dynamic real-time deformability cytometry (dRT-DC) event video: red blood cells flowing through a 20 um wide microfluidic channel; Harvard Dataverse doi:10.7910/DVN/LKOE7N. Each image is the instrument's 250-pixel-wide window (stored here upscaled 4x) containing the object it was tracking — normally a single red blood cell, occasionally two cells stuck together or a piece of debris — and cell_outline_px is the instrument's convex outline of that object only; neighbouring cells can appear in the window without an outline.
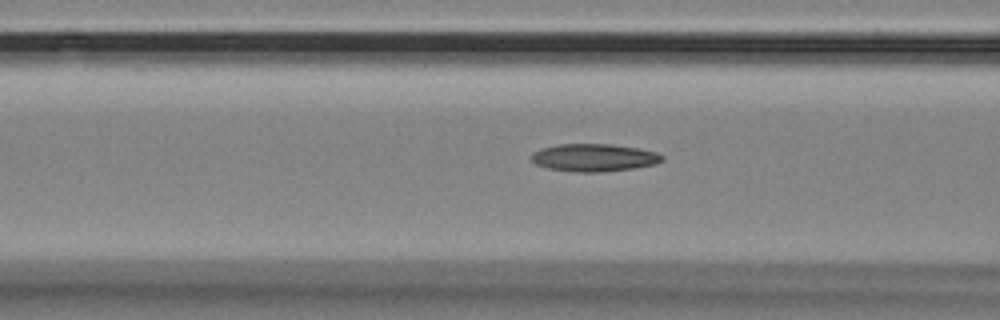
{"species": "Egyptian fruit bat (a non-hibernating species)", "species_latin": "Rousettus aegyptiacus", "temperature_condition": "room temperature", "stored_images_in_passage": 39, "camera_frame_rate_fps": 3000, "um_per_image_px": 0.085, "animal": {"sex": "female"}, "frame": {"image": 1, "passage_image": 17, "time_ms": 5.333, "image_size_px": [1000, 320], "cell_outline_px": [[664, 160], [656, 164], [632, 168], [600, 172], [576, 172], [548, 168], [536, 164], [528, 156], [532, 152], [540, 148], [560, 144], [612, 144], [636, 148], [656, 152], [664, 156]], "centroid_in_image_um": [50.46, 13.39], "position_along_channel_um": 116.1, "area_um2": 21.1}}
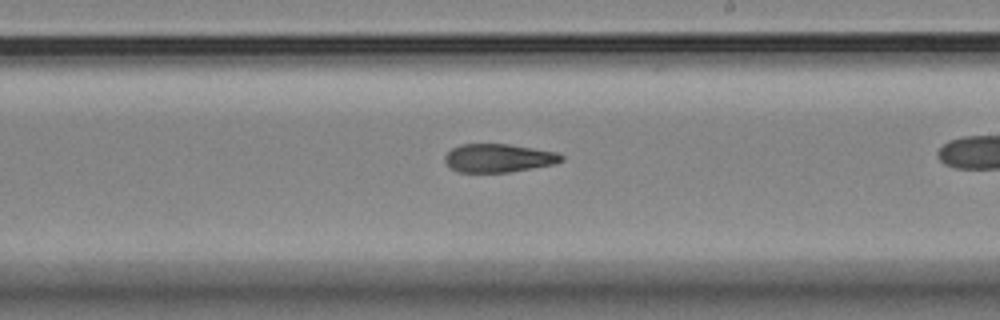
{"frame": {"image": 2, "passage_image": 28, "time_ms": 9.0, "image_size_px": [1000, 320], "cell_outline_px": [[564, 160], [556, 164], [508, 172], [456, 172], [448, 168], [444, 160], [444, 156], [452, 148], [460, 144], [508, 144], [556, 152], [564, 156]], "centroid_in_image_um": [42.34, 13.44], "position_along_channel_um": 246.7, "area_um2": 19.42}}
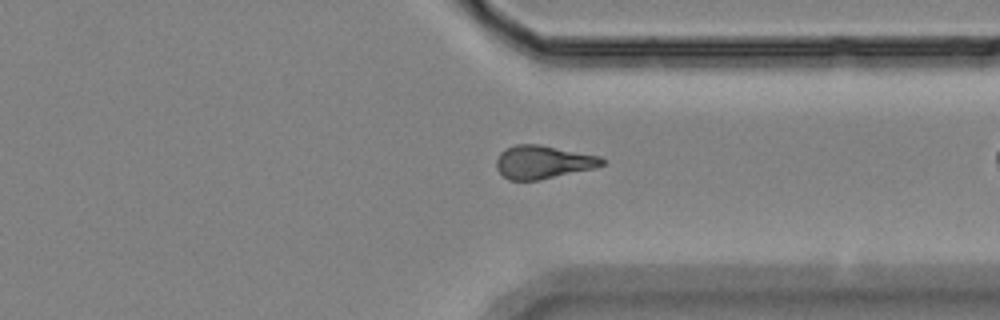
{"frame": {"image": 3, "passage_image": 38, "time_ms": 12.333, "image_size_px": [1000, 320], "cell_outline_px": [[604, 164], [596, 168], [540, 180], [508, 180], [496, 168], [496, 160], [500, 152], [504, 148], [516, 144], [536, 144], [600, 156], [604, 160]], "centroid_in_image_um": [46.14, 13.78], "position_along_channel_um": 365.3, "area_um2": 20.46}}